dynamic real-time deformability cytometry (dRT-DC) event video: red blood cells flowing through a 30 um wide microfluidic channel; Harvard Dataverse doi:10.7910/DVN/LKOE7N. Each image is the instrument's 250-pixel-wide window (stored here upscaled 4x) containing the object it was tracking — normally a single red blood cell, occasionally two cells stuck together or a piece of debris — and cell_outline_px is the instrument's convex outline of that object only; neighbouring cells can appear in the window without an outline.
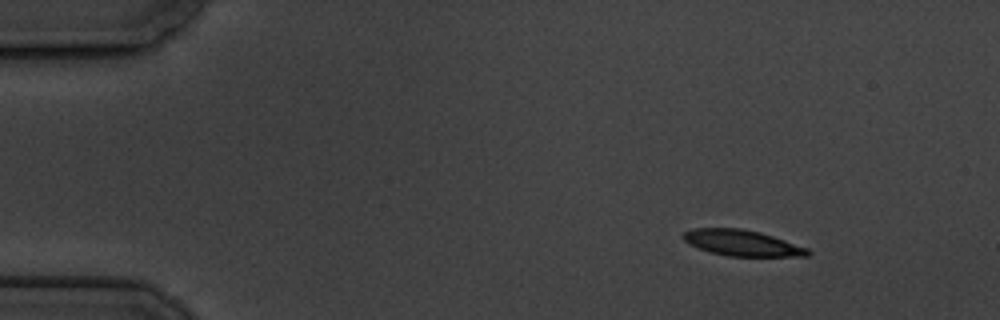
{"species": "common noctule bat (a hibernating species)", "species_latin": "Nyctalus noctula", "temperature_condition": "cold", "stored_images_in_passage": 5, "camera_frame_rate_fps": 3000, "um_per_image_px": 0.085, "animal": {"sex": "male", "body_mass_g": 19.5, "forearm_length_mm": 54.6}, "frame": {"image": 1, "passage_image": 1, "time_ms": 0.0, "image_size_px": [1000, 320], "cell_outline_px": [[812, 252], [808, 256], [728, 256], [708, 252], [688, 244], [680, 236], [684, 232], [692, 228], [740, 228], [760, 232], [808, 248]], "centroid_in_image_um": [63.03, 20.65], "position_along_channel_um": 22.0, "area_um2": 18.9}}
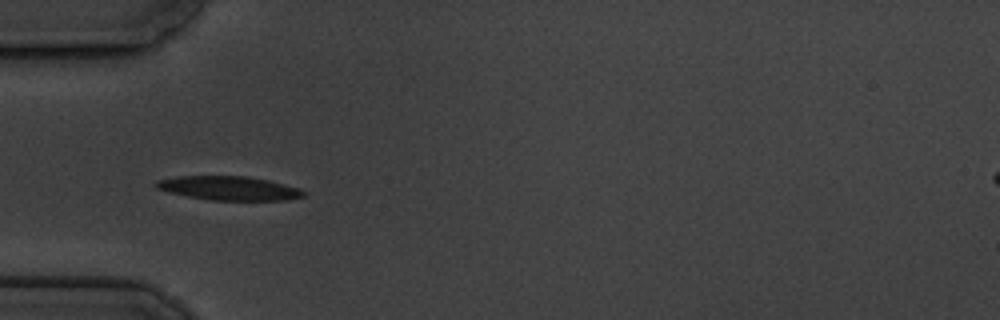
{"frame": {"image": 2, "passage_image": 4, "time_ms": 3.667, "image_size_px": [1000, 320], "cell_outline_px": [[308, 192], [304, 196], [288, 200], [208, 200], [168, 192], [156, 188], [152, 184], [156, 180], [176, 176], [248, 176], [268, 180], [300, 188]], "centroid_in_image_um": [19.45, 15.99], "position_along_channel_um": 65.5, "area_um2": 20.81}}